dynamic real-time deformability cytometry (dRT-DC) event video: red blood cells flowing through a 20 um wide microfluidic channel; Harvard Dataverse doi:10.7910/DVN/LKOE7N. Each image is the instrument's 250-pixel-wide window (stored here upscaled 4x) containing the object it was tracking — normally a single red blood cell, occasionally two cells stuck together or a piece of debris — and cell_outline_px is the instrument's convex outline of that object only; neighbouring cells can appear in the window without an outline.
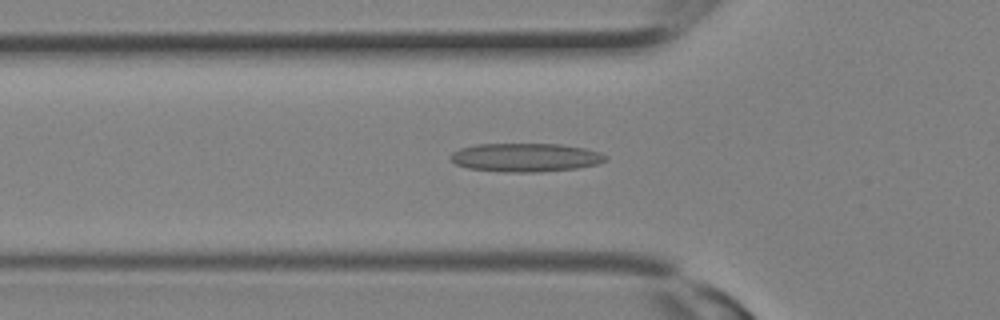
{"species": "Egyptian fruit bat (a non-hibernating species)", "species_latin": "Rousettus aegyptiacus", "temperature_condition": "room temperature", "stored_images_in_passage": 15, "camera_frame_rate_fps": 3000, "um_per_image_px": 0.085, "animal": {"sex": "female"}, "frame": {"image": 1, "passage_image": 9, "time_ms": 2.667, "image_size_px": [1000, 320], "cell_outline_px": [[608, 160], [600, 164], [576, 168], [536, 172], [504, 172], [468, 168], [456, 164], [448, 160], [448, 156], [452, 152], [460, 148], [476, 144], [560, 144], [584, 148], [600, 152], [608, 156]], "centroid_in_image_um": [44.66, 13.38], "position_along_channel_um": 81.1, "area_um2": 26.07}}
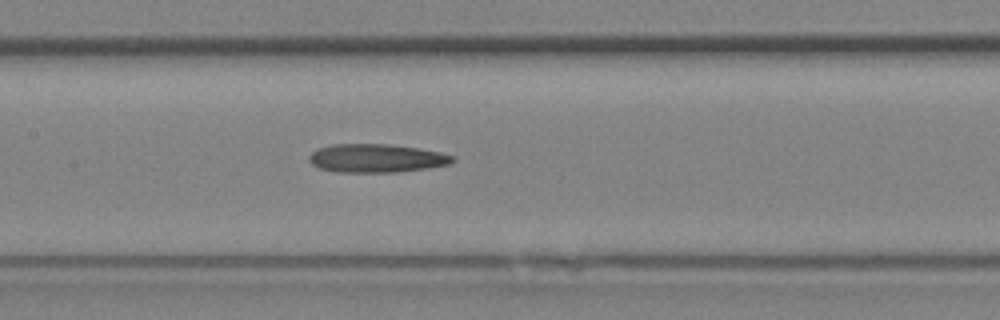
{"frame": {"image": 2, "passage_image": 13, "time_ms": 4.0, "image_size_px": [1000, 320], "cell_outline_px": [[456, 160], [448, 164], [428, 168], [396, 172], [336, 172], [320, 168], [312, 164], [308, 160], [308, 156], [316, 148], [332, 144], [388, 144], [420, 148], [440, 152], [456, 156]], "centroid_in_image_um": [31.99, 13.44], "position_along_channel_um": 175.4, "area_um2": 23.99}}
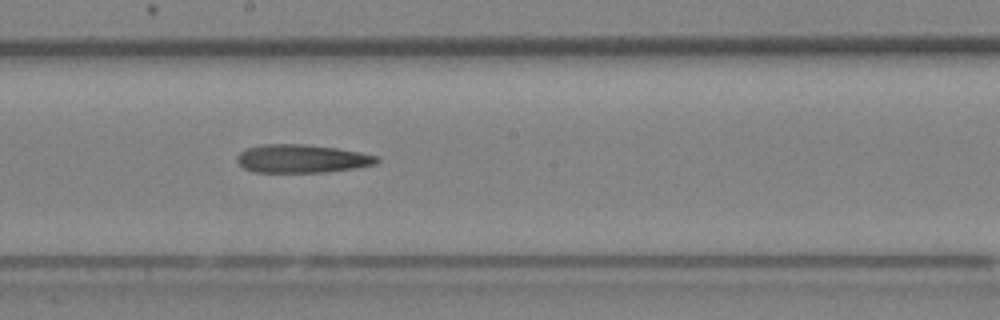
{"frame": {"image": 3, "passage_image": 15, "time_ms": 4.667, "image_size_px": [1000, 320], "cell_outline_px": [[380, 160], [376, 164], [356, 168], [324, 172], [256, 172], [244, 168], [236, 160], [236, 156], [240, 152], [248, 148], [260, 144], [304, 144], [336, 148], [360, 152], [376, 156]], "centroid_in_image_um": [25.65, 13.48], "position_along_channel_um": 222.6, "area_um2": 23.0}}